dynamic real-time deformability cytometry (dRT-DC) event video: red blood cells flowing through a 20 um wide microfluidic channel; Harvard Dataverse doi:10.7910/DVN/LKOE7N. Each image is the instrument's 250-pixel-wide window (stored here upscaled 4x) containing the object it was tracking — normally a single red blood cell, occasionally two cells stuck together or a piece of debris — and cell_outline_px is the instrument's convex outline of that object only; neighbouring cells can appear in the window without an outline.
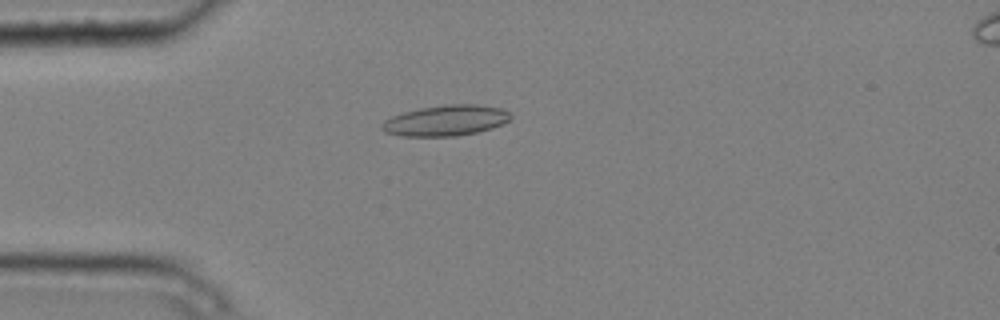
{"species": "common noctule bat (a hibernating species)", "species_latin": "Nyctalus noctula", "temperature_condition": "cold", "stored_images_in_passage": 4, "camera_frame_rate_fps": 3000, "um_per_image_px": 0.085, "animal": {"sex": "male", "body_mass_g": 20.4}, "frame": {"image": 1, "passage_image": 4, "time_ms": 1.0, "image_size_px": [1000, 320], "cell_outline_px": [[512, 116], [508, 120], [492, 128], [476, 132], [456, 136], [400, 136], [384, 132], [380, 128], [380, 124], [384, 120], [392, 116], [404, 112], [420, 108], [444, 104], [476, 104], [500, 108], [508, 112]], "centroid_in_image_um": [37.83, 10.24], "position_along_channel_um": 47.2, "area_um2": 23.0}}